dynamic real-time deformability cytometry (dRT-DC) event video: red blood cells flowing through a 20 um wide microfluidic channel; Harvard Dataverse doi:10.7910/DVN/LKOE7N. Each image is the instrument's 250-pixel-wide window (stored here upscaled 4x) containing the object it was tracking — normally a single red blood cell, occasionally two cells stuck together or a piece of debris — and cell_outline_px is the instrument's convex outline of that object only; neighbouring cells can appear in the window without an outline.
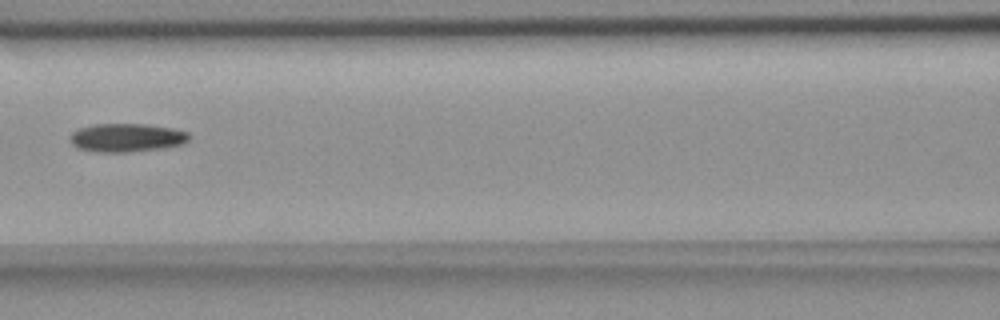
{"species": "common noctule bat (a hibernating species)", "species_latin": "Nyctalus noctula", "temperature_condition": "room temperature", "stored_images_in_passage": 13, "camera_frame_rate_fps": 3000, "um_per_image_px": 0.085, "animal": {"sex": "female", "body_mass_g": 18.4}, "frame": {"image": 1, "passage_image": 6, "time_ms": 6.667, "image_size_px": [1000, 320], "cell_outline_px": [[188, 140], [184, 144], [160, 148], [128, 152], [96, 152], [80, 148], [72, 144], [72, 132], [80, 128], [96, 124], [144, 124], [172, 128], [188, 132]], "centroid_in_image_um": [10.79, 11.7], "position_along_channel_um": 155.8, "area_um2": 19.42}}
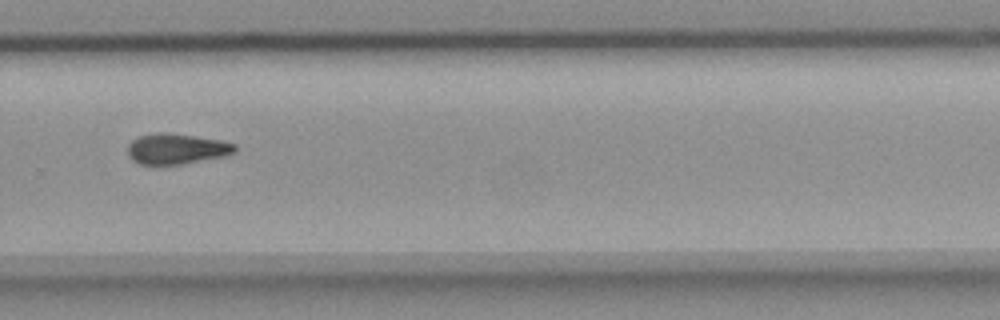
{"frame": {"image": 2, "passage_image": 10, "time_ms": 11.0, "image_size_px": [1000, 320], "cell_outline_px": [[236, 152], [224, 156], [184, 164], [140, 164], [132, 160], [128, 156], [128, 144], [132, 140], [140, 136], [156, 132], [168, 132], [220, 140], [236, 144]], "centroid_in_image_um": [15.0, 12.65], "position_along_channel_um": 314.8, "area_um2": 19.13}}
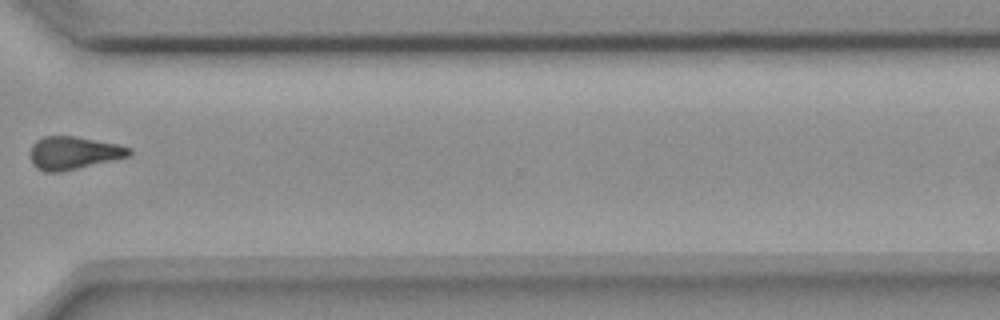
{"frame": {"image": 3, "passage_image": 11, "time_ms": 12.333, "image_size_px": [1000, 320], "cell_outline_px": [[132, 152], [128, 156], [116, 160], [60, 172], [44, 172], [36, 168], [32, 164], [28, 152], [32, 144], [36, 140], [44, 136], [72, 136], [116, 144], [132, 148]], "centroid_in_image_um": [6.2, 13.01], "position_along_channel_um": 364.4, "area_um2": 19.13}, "authors_computed_cell_mechanics": {"area_um2": 19.7098, "velocity_mm_per_s": 3.6767, "shape_relaxation_time_tau1_ms": 10.0892, "shape_relaxation_time_tau2_ms": null, "deformation_change_tau1": 0.1648, "deformation_change_tau2": null}}